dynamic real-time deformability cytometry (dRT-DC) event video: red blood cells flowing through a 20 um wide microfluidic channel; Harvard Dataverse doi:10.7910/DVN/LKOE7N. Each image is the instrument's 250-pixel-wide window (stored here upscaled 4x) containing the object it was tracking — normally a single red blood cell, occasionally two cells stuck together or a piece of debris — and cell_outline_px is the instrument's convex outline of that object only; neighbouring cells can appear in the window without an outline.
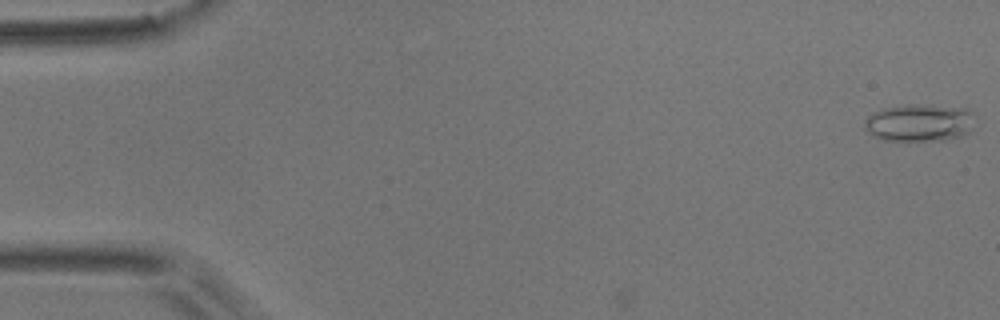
{"species": "common noctule bat (a hibernating species)", "species_latin": "Nyctalus noctula", "temperature_condition": "room temperature", "stored_images_in_passage": 3, "camera_frame_rate_fps": 3000, "um_per_image_px": 0.085, "animal": {"sex": "male", "body_mass_g": 17.9}, "frame": {"image": 1, "passage_image": 1, "time_ms": 0.0, "image_size_px": [1000, 320], "cell_outline_px": [[972, 112], [968, 132], [960, 136], [944, 140], [880, 140], [872, 136], [864, 128], [864, 120], [868, 116], [884, 108], [968, 108]], "centroid_in_image_um": [78.07, 10.51], "position_along_channel_um": 6.9, "area_um2": 22.48}}